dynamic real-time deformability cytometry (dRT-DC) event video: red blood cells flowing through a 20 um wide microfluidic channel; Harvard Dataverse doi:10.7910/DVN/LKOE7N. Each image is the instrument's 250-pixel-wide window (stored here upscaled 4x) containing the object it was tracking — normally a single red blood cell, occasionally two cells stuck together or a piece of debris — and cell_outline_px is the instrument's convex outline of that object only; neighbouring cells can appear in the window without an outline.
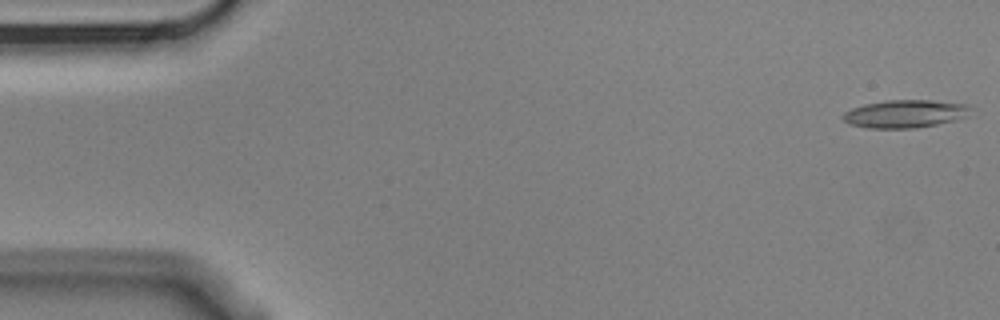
{"species": "Egyptian fruit bat (a non-hibernating species)", "species_latin": "Rousettus aegyptiacus", "temperature_condition": "cold", "stored_images_in_passage": 8, "camera_frame_rate_fps": 3000, "um_per_image_px": 0.085, "animal": {"sex": "male"}, "frame": {"image": 1, "passage_image": 1, "time_ms": 0.0, "image_size_px": [1000, 320], "cell_outline_px": [[972, 108], [964, 116], [952, 120], [936, 124], [912, 128], [868, 128], [848, 124], [840, 116], [844, 112], [852, 108], [864, 104], [884, 100], [928, 100], [968, 104]], "centroid_in_image_um": [76.85, 9.66], "position_along_channel_um": 8.1, "area_um2": 20.58}}
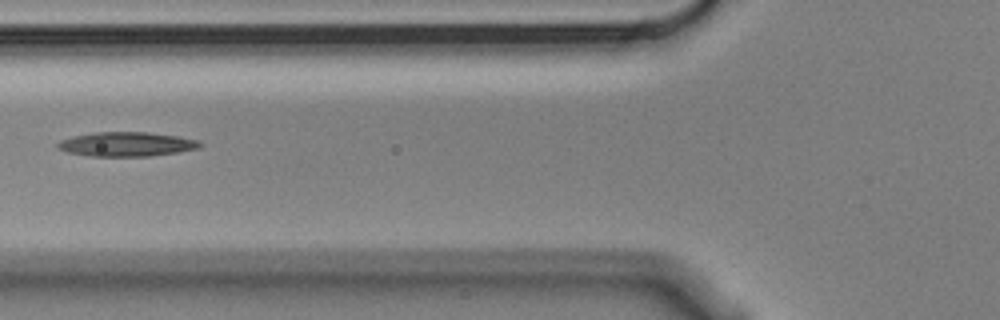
{"frame": {"image": 2, "passage_image": 6, "time_ms": 1.667, "image_size_px": [1000, 320], "cell_outline_px": [[204, 144], [200, 148], [152, 156], [88, 156], [68, 152], [60, 148], [56, 144], [60, 140], [76, 136], [96, 132], [148, 132], [176, 136], [200, 140]], "centroid_in_image_um": [10.82, 12.26], "position_along_channel_um": 115.0, "area_um2": 20.06}}
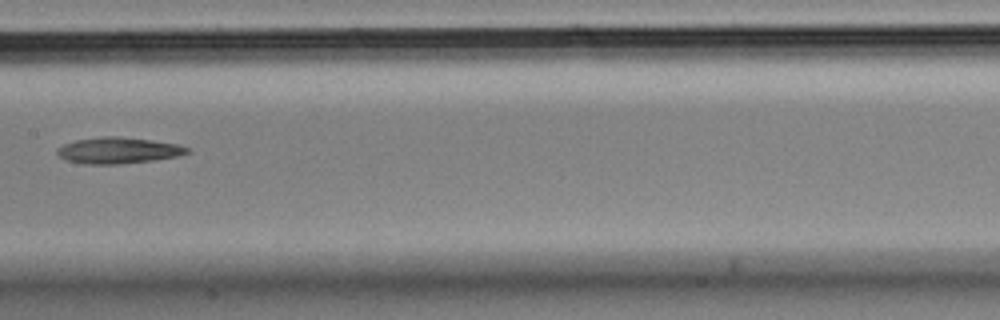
{"frame": {"image": 3, "passage_image": 8, "time_ms": 2.333, "image_size_px": [1000, 320], "cell_outline_px": [[192, 152], [176, 156], [152, 160], [116, 164], [84, 164], [68, 160], [60, 156], [56, 152], [56, 148], [64, 144], [76, 140], [104, 136], [120, 136], [152, 140], [176, 144], [192, 148]], "centroid_in_image_um": [10.07, 12.78], "position_along_channel_um": 197.3, "area_um2": 19.77}}